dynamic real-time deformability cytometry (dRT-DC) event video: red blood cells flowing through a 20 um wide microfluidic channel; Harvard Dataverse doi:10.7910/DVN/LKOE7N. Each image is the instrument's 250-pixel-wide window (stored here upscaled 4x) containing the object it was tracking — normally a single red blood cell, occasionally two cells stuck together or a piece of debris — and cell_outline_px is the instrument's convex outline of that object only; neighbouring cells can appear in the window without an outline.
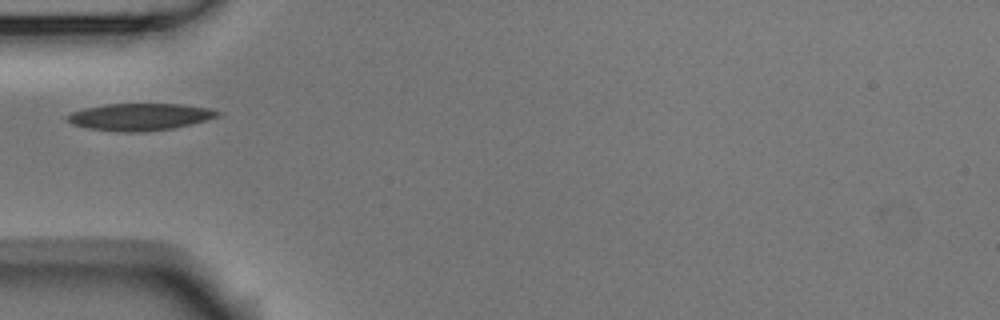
{"species": "Egyptian fruit bat (a non-hibernating species)", "species_latin": "Rousettus aegyptiacus", "temperature_condition": "room temperature", "stored_images_in_passage": 38, "camera_frame_rate_fps": 3000, "um_per_image_px": 0.085, "animal": {"sex": "male"}, "frame": {"image": 1, "passage_image": 1, "time_ms": 0.0, "image_size_px": [1000, 320], "cell_outline_px": [[224, 112], [220, 116], [192, 124], [172, 128], [140, 132], [120, 132], [88, 128], [72, 124], [64, 116], [72, 112], [84, 108], [104, 104], [180, 104], [212, 108]], "centroid_in_image_um": [11.92, 9.92], "position_along_channel_um": 73.1, "area_um2": 23.87}}
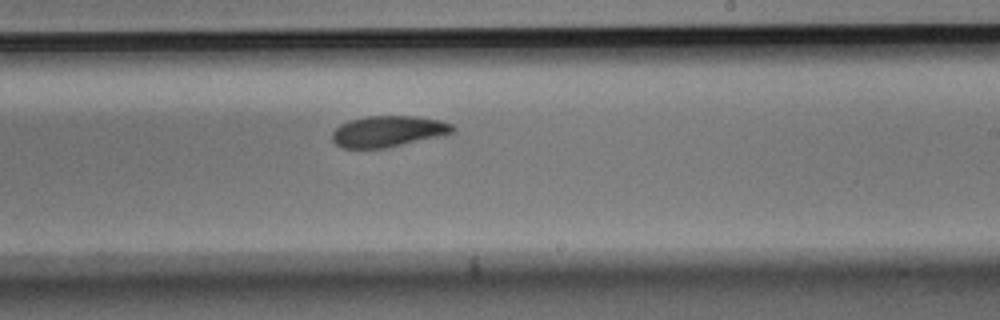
{"frame": {"image": 2, "passage_image": 16, "time_ms": 5.0, "image_size_px": [1000, 320], "cell_outline_px": [[456, 128], [452, 132], [436, 136], [384, 148], [344, 148], [336, 144], [332, 140], [332, 132], [340, 124], [348, 120], [368, 116], [412, 116], [440, 120], [452, 124]], "centroid_in_image_um": [32.93, 11.15], "position_along_channel_um": 256.1, "area_um2": 21.44}}
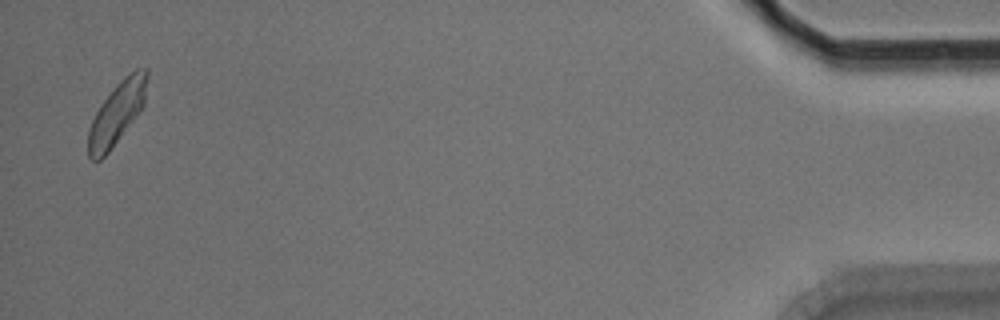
{"frame": {"image": 3, "passage_image": 37, "time_ms": 12.0, "image_size_px": [1000, 320], "cell_outline_px": [[148, 76], [144, 104], [140, 112], [108, 152], [100, 160], [92, 160], [88, 156], [88, 132], [92, 120], [100, 104], [116, 84], [124, 76], [136, 68], [148, 68]], "centroid_in_image_um": [9.95, 9.58], "position_along_channel_um": 425.2, "area_um2": 21.33}}